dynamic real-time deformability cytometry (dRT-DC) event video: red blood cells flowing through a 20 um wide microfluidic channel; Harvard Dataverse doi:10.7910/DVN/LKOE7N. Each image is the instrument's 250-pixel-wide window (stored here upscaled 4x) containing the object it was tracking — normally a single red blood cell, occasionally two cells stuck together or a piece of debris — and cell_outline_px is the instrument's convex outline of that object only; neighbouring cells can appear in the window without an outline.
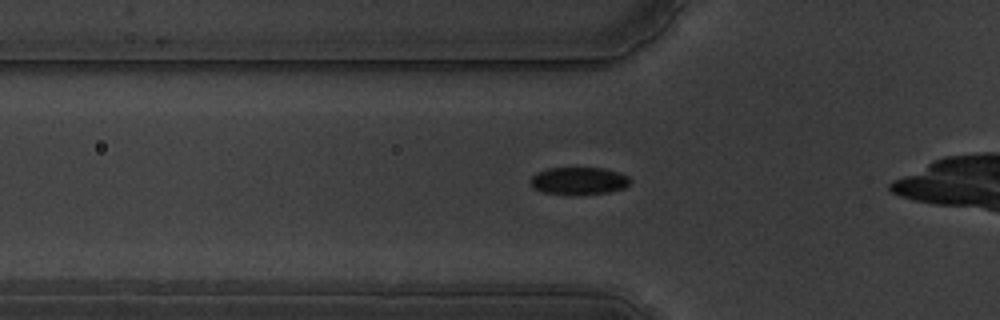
{"species": "common noctule bat (a hibernating species)", "species_latin": "Nyctalus noctula", "temperature_condition": "warm", "stored_images_in_passage": 40, "camera_frame_rate_fps": 3000, "um_per_image_px": 0.085, "animal": {"sex": "male", "body_mass_g": 19.5, "forearm_length_mm": 54.6}, "frame": {"image": 1, "passage_image": 12, "time_ms": 3.667, "image_size_px": [1000, 320], "cell_outline_px": [[632, 180], [624, 188], [608, 192], [544, 192], [532, 188], [528, 180], [536, 172], [548, 168], [604, 168], [628, 176]], "centroid_in_image_um": [49.16, 15.32], "position_along_channel_um": 76.6, "area_um2": 15.32}}
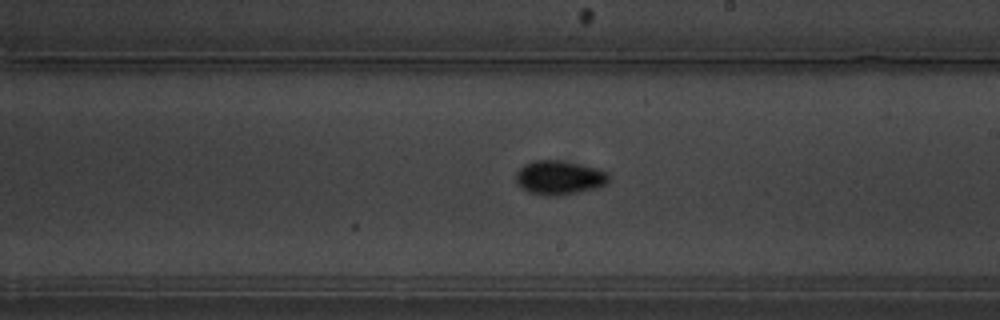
{"frame": {"image": 2, "passage_image": 26, "time_ms": 8.333, "image_size_px": [1000, 320], "cell_outline_px": [[608, 180], [604, 184], [596, 188], [556, 196], [548, 196], [528, 192], [516, 180], [516, 172], [524, 164], [532, 160], [556, 160], [580, 164], [600, 168], [608, 172]], "centroid_in_image_um": [47.54, 15.08], "position_along_channel_um": 241.5, "area_um2": 18.26}}
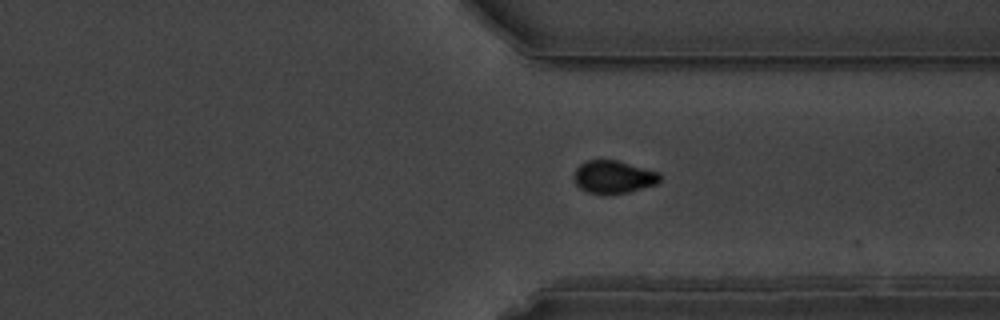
{"frame": {"image": 3, "passage_image": 36, "time_ms": 11.667, "image_size_px": [1000, 320], "cell_outline_px": [[660, 180], [656, 184], [628, 192], [588, 192], [580, 188], [572, 180], [572, 176], [576, 168], [580, 164], [588, 160], [616, 160], [660, 172]], "centroid_in_image_um": [52.12, 15.01], "position_along_channel_um": 359.3, "area_um2": 16.13}}